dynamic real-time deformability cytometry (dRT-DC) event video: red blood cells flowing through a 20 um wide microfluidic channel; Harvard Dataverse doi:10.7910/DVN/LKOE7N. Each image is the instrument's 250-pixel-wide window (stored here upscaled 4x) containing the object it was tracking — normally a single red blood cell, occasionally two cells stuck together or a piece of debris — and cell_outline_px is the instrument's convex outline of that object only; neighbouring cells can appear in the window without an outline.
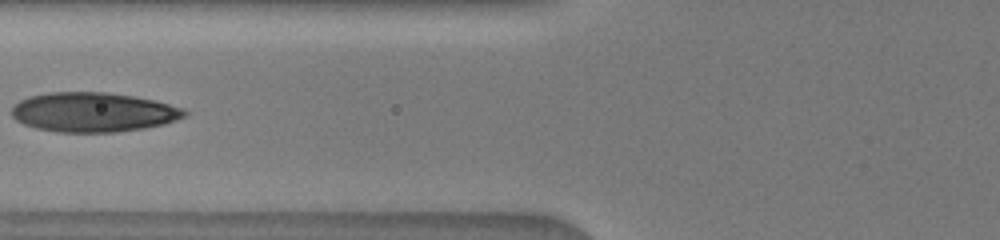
{"species": "human", "species_latin": "Homo sapiens", "temperature_condition": "warm", "stored_images_in_passage": 24, "camera_frame_rate_fps": 3000, "um_per_image_px": 0.085, "donor": {"sex": "male"}, "frame": {"image": 1, "passage_image": 4, "time_ms": 2.667, "image_size_px": [1000, 240], "cell_outline_px": [[188, 112], [184, 116], [176, 120], [164, 124], [144, 128], [116, 132], [56, 132], [36, 128], [24, 124], [16, 120], [12, 116], [12, 108], [20, 100], [28, 96], [48, 92], [108, 92], [132, 96], [152, 100], [184, 108]], "centroid_in_image_um": [7.91, 9.53], "position_along_channel_um": 117.9, "area_um2": 39.77}}
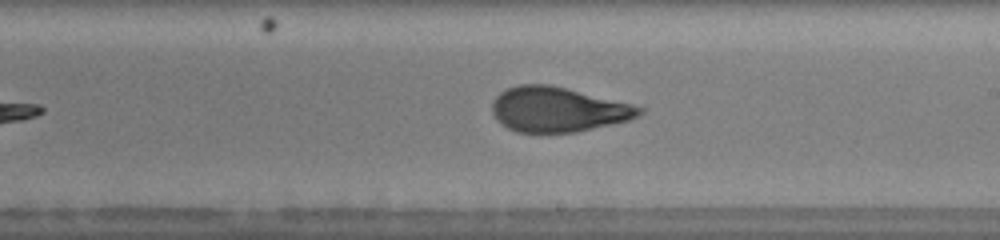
{"frame": {"image": 2, "passage_image": 8, "time_ms": 5.667, "image_size_px": [1000, 240], "cell_outline_px": [[644, 112], [628, 120], [576, 132], [516, 132], [508, 128], [492, 112], [492, 100], [500, 92], [508, 88], [520, 84], [548, 84], [644, 108]], "centroid_in_image_um": [47.37, 9.31], "position_along_channel_um": 241.6, "area_um2": 37.57}}